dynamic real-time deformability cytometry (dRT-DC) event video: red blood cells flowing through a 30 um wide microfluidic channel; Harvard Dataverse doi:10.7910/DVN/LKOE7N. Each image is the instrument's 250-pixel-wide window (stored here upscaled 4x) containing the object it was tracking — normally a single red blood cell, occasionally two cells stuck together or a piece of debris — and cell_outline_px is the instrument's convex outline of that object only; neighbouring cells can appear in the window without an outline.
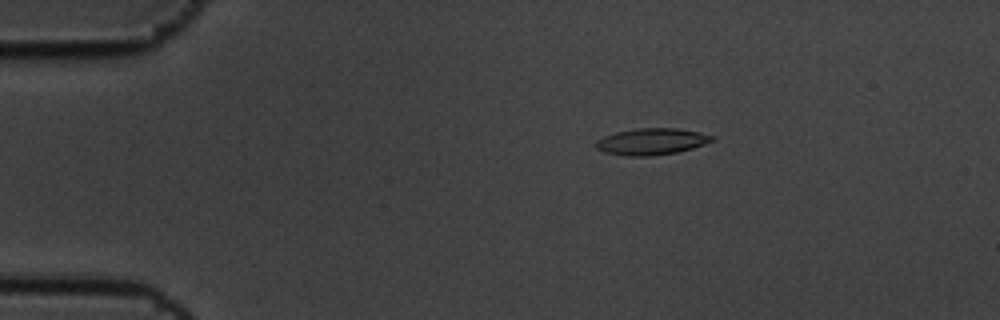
{"species": "common noctule bat (a hibernating species)", "species_latin": "Nyctalus noctula", "temperature_condition": "cold", "stored_images_in_passage": 3, "camera_frame_rate_fps": 3000, "um_per_image_px": 0.085, "animal": {"sex": "male", "body_mass_g": 19.5, "forearm_length_mm": 54.6}, "frame": {"image": 1, "passage_image": 1, "time_ms": 0.0, "image_size_px": [1000, 320], "cell_outline_px": [[716, 140], [692, 148], [676, 152], [652, 156], [628, 156], [604, 152], [596, 148], [596, 140], [604, 136], [616, 132], [636, 128], [676, 128], [700, 132], [716, 136]], "centroid_in_image_um": [55.41, 12.02], "position_along_channel_um": 29.6, "area_um2": 18.03}}